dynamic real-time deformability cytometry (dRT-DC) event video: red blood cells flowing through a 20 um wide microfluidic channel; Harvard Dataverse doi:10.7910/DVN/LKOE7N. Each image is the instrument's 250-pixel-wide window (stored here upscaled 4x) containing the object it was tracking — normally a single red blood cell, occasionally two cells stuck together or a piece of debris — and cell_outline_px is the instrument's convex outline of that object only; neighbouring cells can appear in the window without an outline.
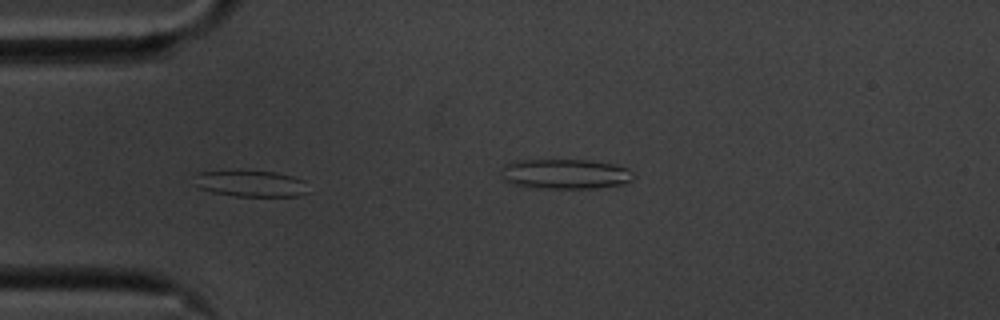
{"species": "common noctule bat (a hibernating species)", "species_latin": "Nyctalus noctula", "temperature_condition": "cold", "stored_images_in_passage": 56, "camera_frame_rate_fps": 3000, "um_per_image_px": 0.085, "animal": {"sex": "male", "body_mass_g": 20.1, "forearm_length_mm": 53.5}, "frame": {"image": 1, "passage_image": 15, "time_ms": 4.667, "image_size_px": [1000, 320], "cell_outline_px": [[308, 192], [300, 196], [236, 196], [212, 192], [200, 188], [192, 184], [196, 172], [236, 168], [240, 168], [276, 172], [292, 176], [304, 180]], "centroid_in_image_um": [21.23, 15.55], "position_along_channel_um": 63.8, "area_um2": 18.44}}
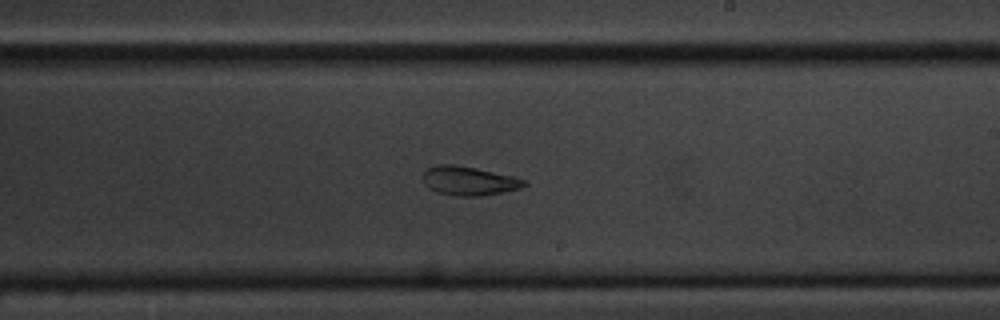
{"frame": {"image": 2, "passage_image": 31, "time_ms": 10.0, "image_size_px": [1000, 320], "cell_outline_px": [[528, 184], [520, 188], [480, 196], [456, 196], [436, 192], [428, 188], [424, 184], [424, 172], [428, 168], [440, 164], [452, 164], [476, 168], [512, 176], [524, 180]], "centroid_in_image_um": [39.83, 15.38], "position_along_channel_um": 249.2, "area_um2": 16.88}}
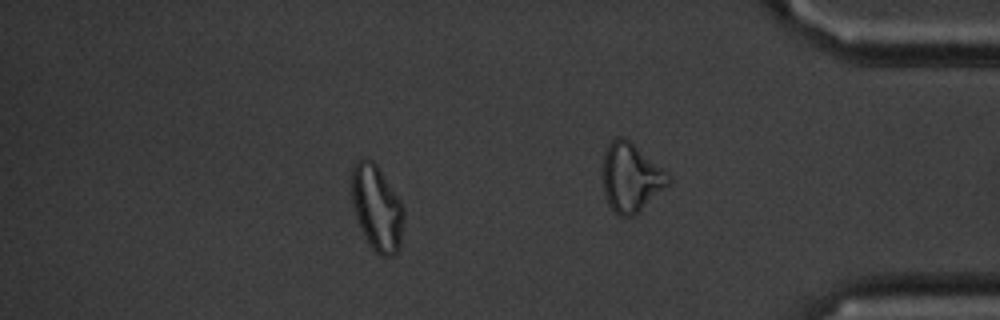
{"frame": {"image": 3, "passage_image": 48, "time_ms": 15.667, "image_size_px": [1000, 320], "cell_outline_px": [[404, 220], [400, 248], [392, 256], [380, 256], [368, 244], [364, 236], [356, 216], [352, 204], [352, 168], [356, 160], [360, 156], [364, 156], [372, 160], [376, 164], [400, 200], [404, 208]], "centroid_in_image_um": [32.03, 17.66], "position_along_channel_um": 403.2, "area_um2": 26.18}, "authors_computed_cell_mechanics": {"area_um2": 20.0855, "velocity_mm_per_s": 3.4951, "shape_relaxation_time_tau1_ms": null, "shape_relaxation_time_tau2_ms": 2.7581, "deformation_change_tau1": null, "deformation_change_tau2": 0.0928}}